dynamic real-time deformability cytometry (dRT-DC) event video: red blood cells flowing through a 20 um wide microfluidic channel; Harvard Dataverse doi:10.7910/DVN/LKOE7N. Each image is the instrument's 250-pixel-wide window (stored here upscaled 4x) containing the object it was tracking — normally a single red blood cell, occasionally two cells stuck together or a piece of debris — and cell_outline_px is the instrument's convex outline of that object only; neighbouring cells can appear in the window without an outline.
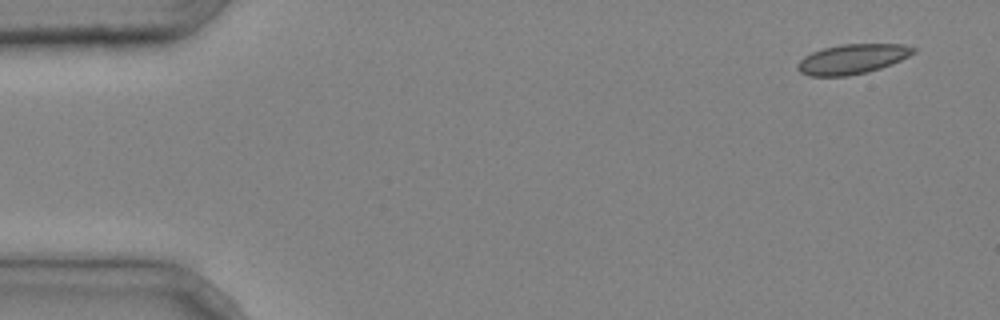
{"species": "common noctule bat (a hibernating species)", "species_latin": "Nyctalus noctula", "temperature_condition": "cold", "stored_images_in_passage": 3, "camera_frame_rate_fps": 3000, "um_per_image_px": 0.085, "animal": {"sex": "male", "body_mass_g": 20.4}, "frame": {"image": 1, "passage_image": 1, "time_ms": 0.0, "image_size_px": [1000, 320], "cell_outline_px": [[916, 52], [892, 64], [868, 72], [848, 76], [808, 76], [800, 72], [796, 68], [796, 64], [804, 56], [812, 52], [824, 48], [840, 44], [904, 44], [916, 48]], "centroid_in_image_um": [72.43, 5.02], "position_along_channel_um": 12.6, "area_um2": 20.23}}
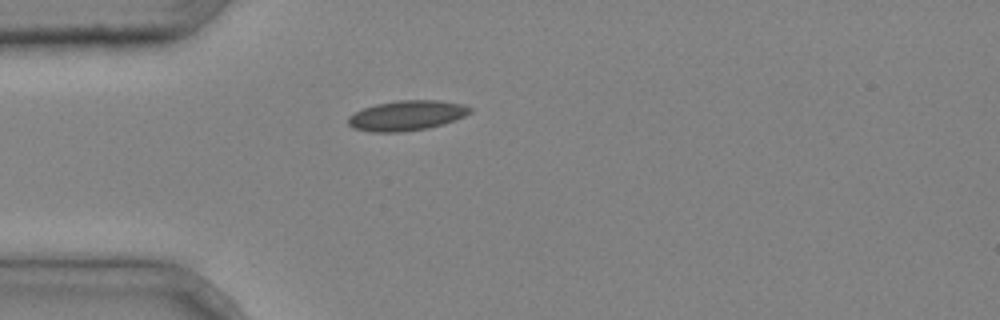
{"frame": {"image": 2, "passage_image": 3, "time_ms": 0.667, "image_size_px": [1000, 320], "cell_outline_px": [[472, 112], [464, 116], [428, 128], [400, 132], [368, 132], [352, 128], [348, 124], [348, 116], [364, 108], [376, 104], [396, 100], [436, 100], [464, 104], [472, 108]], "centroid_in_image_um": [34.54, 9.82], "position_along_channel_um": 50.5, "area_um2": 21.27}}